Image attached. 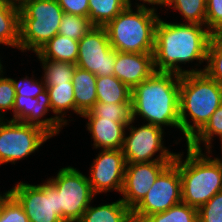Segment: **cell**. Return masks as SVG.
Wrapping results in <instances>:
<instances>
[{
	"label": "cell",
	"mask_w": 222,
	"mask_h": 222,
	"mask_svg": "<svg viewBox=\"0 0 222 222\" xmlns=\"http://www.w3.org/2000/svg\"><path fill=\"white\" fill-rule=\"evenodd\" d=\"M212 33L205 25L196 23H171L159 18L155 29L153 52L156 72H171L178 75L202 73L204 68L185 70L180 64L206 62Z\"/></svg>",
	"instance_id": "obj_1"
},
{
	"label": "cell",
	"mask_w": 222,
	"mask_h": 222,
	"mask_svg": "<svg viewBox=\"0 0 222 222\" xmlns=\"http://www.w3.org/2000/svg\"><path fill=\"white\" fill-rule=\"evenodd\" d=\"M180 75L154 72L131 90L132 119L141 116L147 123L180 130Z\"/></svg>",
	"instance_id": "obj_2"
},
{
	"label": "cell",
	"mask_w": 222,
	"mask_h": 222,
	"mask_svg": "<svg viewBox=\"0 0 222 222\" xmlns=\"http://www.w3.org/2000/svg\"><path fill=\"white\" fill-rule=\"evenodd\" d=\"M179 102L180 131L187 145L222 104V85L204 72L180 75Z\"/></svg>",
	"instance_id": "obj_3"
},
{
	"label": "cell",
	"mask_w": 222,
	"mask_h": 222,
	"mask_svg": "<svg viewBox=\"0 0 222 222\" xmlns=\"http://www.w3.org/2000/svg\"><path fill=\"white\" fill-rule=\"evenodd\" d=\"M183 155L176 153L173 160L181 177L182 202L199 209L222 191V168L206 152L187 146L185 160Z\"/></svg>",
	"instance_id": "obj_4"
},
{
	"label": "cell",
	"mask_w": 222,
	"mask_h": 222,
	"mask_svg": "<svg viewBox=\"0 0 222 222\" xmlns=\"http://www.w3.org/2000/svg\"><path fill=\"white\" fill-rule=\"evenodd\" d=\"M135 10L127 6L105 26L109 42L118 52L153 53L160 16L157 10L149 7Z\"/></svg>",
	"instance_id": "obj_5"
},
{
	"label": "cell",
	"mask_w": 222,
	"mask_h": 222,
	"mask_svg": "<svg viewBox=\"0 0 222 222\" xmlns=\"http://www.w3.org/2000/svg\"><path fill=\"white\" fill-rule=\"evenodd\" d=\"M19 50L36 53L58 34L63 9L56 0H20Z\"/></svg>",
	"instance_id": "obj_6"
},
{
	"label": "cell",
	"mask_w": 222,
	"mask_h": 222,
	"mask_svg": "<svg viewBox=\"0 0 222 222\" xmlns=\"http://www.w3.org/2000/svg\"><path fill=\"white\" fill-rule=\"evenodd\" d=\"M48 181L58 190L61 219L64 222H78L95 197L88 177L68 166L61 168Z\"/></svg>",
	"instance_id": "obj_7"
},
{
	"label": "cell",
	"mask_w": 222,
	"mask_h": 222,
	"mask_svg": "<svg viewBox=\"0 0 222 222\" xmlns=\"http://www.w3.org/2000/svg\"><path fill=\"white\" fill-rule=\"evenodd\" d=\"M49 138L51 136L39 126L0 119V165L15 164L28 157Z\"/></svg>",
	"instance_id": "obj_8"
},
{
	"label": "cell",
	"mask_w": 222,
	"mask_h": 222,
	"mask_svg": "<svg viewBox=\"0 0 222 222\" xmlns=\"http://www.w3.org/2000/svg\"><path fill=\"white\" fill-rule=\"evenodd\" d=\"M132 123L134 119L126 127L129 135L124 136L122 147L126 163L173 162L176 153L163 145L164 129L149 123L134 127Z\"/></svg>",
	"instance_id": "obj_9"
},
{
	"label": "cell",
	"mask_w": 222,
	"mask_h": 222,
	"mask_svg": "<svg viewBox=\"0 0 222 222\" xmlns=\"http://www.w3.org/2000/svg\"><path fill=\"white\" fill-rule=\"evenodd\" d=\"M8 192L22 206L30 222H64L58 190L48 180L37 185L18 182Z\"/></svg>",
	"instance_id": "obj_10"
},
{
	"label": "cell",
	"mask_w": 222,
	"mask_h": 222,
	"mask_svg": "<svg viewBox=\"0 0 222 222\" xmlns=\"http://www.w3.org/2000/svg\"><path fill=\"white\" fill-rule=\"evenodd\" d=\"M182 202L181 177L178 167L170 163L156 178L146 196L132 210L134 220L163 212Z\"/></svg>",
	"instance_id": "obj_11"
},
{
	"label": "cell",
	"mask_w": 222,
	"mask_h": 222,
	"mask_svg": "<svg viewBox=\"0 0 222 222\" xmlns=\"http://www.w3.org/2000/svg\"><path fill=\"white\" fill-rule=\"evenodd\" d=\"M76 66L98 76H113L116 50L105 27L93 26L79 41Z\"/></svg>",
	"instance_id": "obj_12"
},
{
	"label": "cell",
	"mask_w": 222,
	"mask_h": 222,
	"mask_svg": "<svg viewBox=\"0 0 222 222\" xmlns=\"http://www.w3.org/2000/svg\"><path fill=\"white\" fill-rule=\"evenodd\" d=\"M126 161L122 149H101L93 160L88 181L95 195L116 190L120 194L124 184Z\"/></svg>",
	"instance_id": "obj_13"
},
{
	"label": "cell",
	"mask_w": 222,
	"mask_h": 222,
	"mask_svg": "<svg viewBox=\"0 0 222 222\" xmlns=\"http://www.w3.org/2000/svg\"><path fill=\"white\" fill-rule=\"evenodd\" d=\"M170 163L172 162L126 163L121 200L133 210Z\"/></svg>",
	"instance_id": "obj_14"
},
{
	"label": "cell",
	"mask_w": 222,
	"mask_h": 222,
	"mask_svg": "<svg viewBox=\"0 0 222 222\" xmlns=\"http://www.w3.org/2000/svg\"><path fill=\"white\" fill-rule=\"evenodd\" d=\"M47 90L39 93L37 97H25L16 95L14 104V121L36 125L46 131L51 137L59 134L62 124L55 116L42 119L52 111Z\"/></svg>",
	"instance_id": "obj_15"
},
{
	"label": "cell",
	"mask_w": 222,
	"mask_h": 222,
	"mask_svg": "<svg viewBox=\"0 0 222 222\" xmlns=\"http://www.w3.org/2000/svg\"><path fill=\"white\" fill-rule=\"evenodd\" d=\"M155 72L153 53H129L116 51L114 76L129 89L135 88Z\"/></svg>",
	"instance_id": "obj_16"
},
{
	"label": "cell",
	"mask_w": 222,
	"mask_h": 222,
	"mask_svg": "<svg viewBox=\"0 0 222 222\" xmlns=\"http://www.w3.org/2000/svg\"><path fill=\"white\" fill-rule=\"evenodd\" d=\"M88 118L87 129L92 134L95 149H122L127 125L130 122H113V119H100L96 116H82Z\"/></svg>",
	"instance_id": "obj_17"
},
{
	"label": "cell",
	"mask_w": 222,
	"mask_h": 222,
	"mask_svg": "<svg viewBox=\"0 0 222 222\" xmlns=\"http://www.w3.org/2000/svg\"><path fill=\"white\" fill-rule=\"evenodd\" d=\"M97 76L91 72L76 67L72 77L74 86L75 114L82 116L97 102Z\"/></svg>",
	"instance_id": "obj_18"
},
{
	"label": "cell",
	"mask_w": 222,
	"mask_h": 222,
	"mask_svg": "<svg viewBox=\"0 0 222 222\" xmlns=\"http://www.w3.org/2000/svg\"><path fill=\"white\" fill-rule=\"evenodd\" d=\"M19 24L18 2L0 0V44L19 49Z\"/></svg>",
	"instance_id": "obj_19"
},
{
	"label": "cell",
	"mask_w": 222,
	"mask_h": 222,
	"mask_svg": "<svg viewBox=\"0 0 222 222\" xmlns=\"http://www.w3.org/2000/svg\"><path fill=\"white\" fill-rule=\"evenodd\" d=\"M79 42L67 36L55 35L35 54L38 59L62 61L76 64Z\"/></svg>",
	"instance_id": "obj_20"
},
{
	"label": "cell",
	"mask_w": 222,
	"mask_h": 222,
	"mask_svg": "<svg viewBox=\"0 0 222 222\" xmlns=\"http://www.w3.org/2000/svg\"><path fill=\"white\" fill-rule=\"evenodd\" d=\"M132 210L121 200L97 207L90 206L78 222H131Z\"/></svg>",
	"instance_id": "obj_21"
},
{
	"label": "cell",
	"mask_w": 222,
	"mask_h": 222,
	"mask_svg": "<svg viewBox=\"0 0 222 222\" xmlns=\"http://www.w3.org/2000/svg\"><path fill=\"white\" fill-rule=\"evenodd\" d=\"M49 95L51 110L55 118L63 125H68L64 117L68 110L75 113L74 86L72 82L57 84L56 86H46Z\"/></svg>",
	"instance_id": "obj_22"
},
{
	"label": "cell",
	"mask_w": 222,
	"mask_h": 222,
	"mask_svg": "<svg viewBox=\"0 0 222 222\" xmlns=\"http://www.w3.org/2000/svg\"><path fill=\"white\" fill-rule=\"evenodd\" d=\"M97 102L131 103V89L116 76H98L96 79Z\"/></svg>",
	"instance_id": "obj_23"
},
{
	"label": "cell",
	"mask_w": 222,
	"mask_h": 222,
	"mask_svg": "<svg viewBox=\"0 0 222 222\" xmlns=\"http://www.w3.org/2000/svg\"><path fill=\"white\" fill-rule=\"evenodd\" d=\"M89 21L93 26L105 27L128 5L126 0H89Z\"/></svg>",
	"instance_id": "obj_24"
},
{
	"label": "cell",
	"mask_w": 222,
	"mask_h": 222,
	"mask_svg": "<svg viewBox=\"0 0 222 222\" xmlns=\"http://www.w3.org/2000/svg\"><path fill=\"white\" fill-rule=\"evenodd\" d=\"M222 138V104L216 109L206 125L187 143L191 149L202 151L201 143H204L208 154H212V140L214 136Z\"/></svg>",
	"instance_id": "obj_25"
},
{
	"label": "cell",
	"mask_w": 222,
	"mask_h": 222,
	"mask_svg": "<svg viewBox=\"0 0 222 222\" xmlns=\"http://www.w3.org/2000/svg\"><path fill=\"white\" fill-rule=\"evenodd\" d=\"M39 61L43 66L44 76L42 79L46 86L72 82V77L77 67L75 64L47 59H39Z\"/></svg>",
	"instance_id": "obj_26"
},
{
	"label": "cell",
	"mask_w": 222,
	"mask_h": 222,
	"mask_svg": "<svg viewBox=\"0 0 222 222\" xmlns=\"http://www.w3.org/2000/svg\"><path fill=\"white\" fill-rule=\"evenodd\" d=\"M164 6L181 13L185 23L206 26V0H165Z\"/></svg>",
	"instance_id": "obj_27"
},
{
	"label": "cell",
	"mask_w": 222,
	"mask_h": 222,
	"mask_svg": "<svg viewBox=\"0 0 222 222\" xmlns=\"http://www.w3.org/2000/svg\"><path fill=\"white\" fill-rule=\"evenodd\" d=\"M82 116H96L100 119H113V122H131V103H103L96 104Z\"/></svg>",
	"instance_id": "obj_28"
},
{
	"label": "cell",
	"mask_w": 222,
	"mask_h": 222,
	"mask_svg": "<svg viewBox=\"0 0 222 222\" xmlns=\"http://www.w3.org/2000/svg\"><path fill=\"white\" fill-rule=\"evenodd\" d=\"M143 222H198V209L183 202L147 216Z\"/></svg>",
	"instance_id": "obj_29"
},
{
	"label": "cell",
	"mask_w": 222,
	"mask_h": 222,
	"mask_svg": "<svg viewBox=\"0 0 222 222\" xmlns=\"http://www.w3.org/2000/svg\"><path fill=\"white\" fill-rule=\"evenodd\" d=\"M206 63L204 73L222 85V33L212 35Z\"/></svg>",
	"instance_id": "obj_30"
},
{
	"label": "cell",
	"mask_w": 222,
	"mask_h": 222,
	"mask_svg": "<svg viewBox=\"0 0 222 222\" xmlns=\"http://www.w3.org/2000/svg\"><path fill=\"white\" fill-rule=\"evenodd\" d=\"M92 27L88 17L64 13L58 34L79 41Z\"/></svg>",
	"instance_id": "obj_31"
},
{
	"label": "cell",
	"mask_w": 222,
	"mask_h": 222,
	"mask_svg": "<svg viewBox=\"0 0 222 222\" xmlns=\"http://www.w3.org/2000/svg\"><path fill=\"white\" fill-rule=\"evenodd\" d=\"M0 222H30L22 206L8 191L0 197Z\"/></svg>",
	"instance_id": "obj_32"
},
{
	"label": "cell",
	"mask_w": 222,
	"mask_h": 222,
	"mask_svg": "<svg viewBox=\"0 0 222 222\" xmlns=\"http://www.w3.org/2000/svg\"><path fill=\"white\" fill-rule=\"evenodd\" d=\"M198 222H222V191L198 209Z\"/></svg>",
	"instance_id": "obj_33"
},
{
	"label": "cell",
	"mask_w": 222,
	"mask_h": 222,
	"mask_svg": "<svg viewBox=\"0 0 222 222\" xmlns=\"http://www.w3.org/2000/svg\"><path fill=\"white\" fill-rule=\"evenodd\" d=\"M16 92L11 78L3 77V73L0 74V119H4L5 111L12 110L14 120V104H15Z\"/></svg>",
	"instance_id": "obj_34"
},
{
	"label": "cell",
	"mask_w": 222,
	"mask_h": 222,
	"mask_svg": "<svg viewBox=\"0 0 222 222\" xmlns=\"http://www.w3.org/2000/svg\"><path fill=\"white\" fill-rule=\"evenodd\" d=\"M206 27L212 33H222V0H206Z\"/></svg>",
	"instance_id": "obj_35"
},
{
	"label": "cell",
	"mask_w": 222,
	"mask_h": 222,
	"mask_svg": "<svg viewBox=\"0 0 222 222\" xmlns=\"http://www.w3.org/2000/svg\"><path fill=\"white\" fill-rule=\"evenodd\" d=\"M16 95H22L25 97H37V95L43 92L46 89V85L41 78V81L33 79V77L29 78L26 76L25 78L17 79L11 78Z\"/></svg>",
	"instance_id": "obj_36"
},
{
	"label": "cell",
	"mask_w": 222,
	"mask_h": 222,
	"mask_svg": "<svg viewBox=\"0 0 222 222\" xmlns=\"http://www.w3.org/2000/svg\"><path fill=\"white\" fill-rule=\"evenodd\" d=\"M64 13L89 16V0H56Z\"/></svg>",
	"instance_id": "obj_37"
},
{
	"label": "cell",
	"mask_w": 222,
	"mask_h": 222,
	"mask_svg": "<svg viewBox=\"0 0 222 222\" xmlns=\"http://www.w3.org/2000/svg\"><path fill=\"white\" fill-rule=\"evenodd\" d=\"M139 1H142V4L135 3L136 5L135 7H146L145 3H148L149 6L152 5L151 8L154 10H157V8L154 7L155 5L158 6L160 5L161 7V5L164 6L165 3V0H139ZM131 2H132L131 0H126V3L129 7H133Z\"/></svg>",
	"instance_id": "obj_38"
},
{
	"label": "cell",
	"mask_w": 222,
	"mask_h": 222,
	"mask_svg": "<svg viewBox=\"0 0 222 222\" xmlns=\"http://www.w3.org/2000/svg\"><path fill=\"white\" fill-rule=\"evenodd\" d=\"M220 142H221V153H222V138H220ZM219 165H220V167L222 168V157L221 158H217V157H215V158H213Z\"/></svg>",
	"instance_id": "obj_39"
},
{
	"label": "cell",
	"mask_w": 222,
	"mask_h": 222,
	"mask_svg": "<svg viewBox=\"0 0 222 222\" xmlns=\"http://www.w3.org/2000/svg\"><path fill=\"white\" fill-rule=\"evenodd\" d=\"M2 73H3V65H2L1 59H0V74H2Z\"/></svg>",
	"instance_id": "obj_40"
},
{
	"label": "cell",
	"mask_w": 222,
	"mask_h": 222,
	"mask_svg": "<svg viewBox=\"0 0 222 222\" xmlns=\"http://www.w3.org/2000/svg\"><path fill=\"white\" fill-rule=\"evenodd\" d=\"M131 222H143V221H138V220L133 219Z\"/></svg>",
	"instance_id": "obj_41"
}]
</instances>
